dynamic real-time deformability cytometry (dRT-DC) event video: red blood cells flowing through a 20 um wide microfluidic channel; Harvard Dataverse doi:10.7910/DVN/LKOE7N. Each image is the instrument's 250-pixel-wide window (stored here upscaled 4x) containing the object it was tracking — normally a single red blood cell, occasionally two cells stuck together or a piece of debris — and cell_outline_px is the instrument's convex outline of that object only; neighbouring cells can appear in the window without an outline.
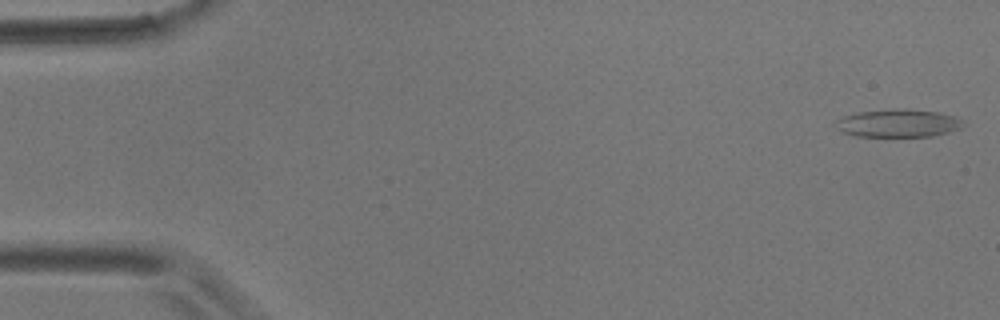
{"species": "common noctule bat (a hibernating species)", "species_latin": "Nyctalus noctula", "temperature_condition": "room temperature", "stored_images_in_passage": 10, "camera_frame_rate_fps": 3000, "um_per_image_px": 0.085, "animal": {"sex": "male", "body_mass_g": 17.9}, "frame": {"image": 1, "passage_image": 1, "time_ms": 0.0, "image_size_px": [1000, 320], "cell_outline_px": [[964, 124], [960, 128], [948, 132], [932, 136], [856, 136], [844, 132], [836, 128], [832, 124], [836, 120], [844, 116], [860, 112], [904, 108], [936, 112], [956, 116]], "centroid_in_image_um": [76.32, 10.47], "position_along_channel_um": 8.7, "area_um2": 20.52}}
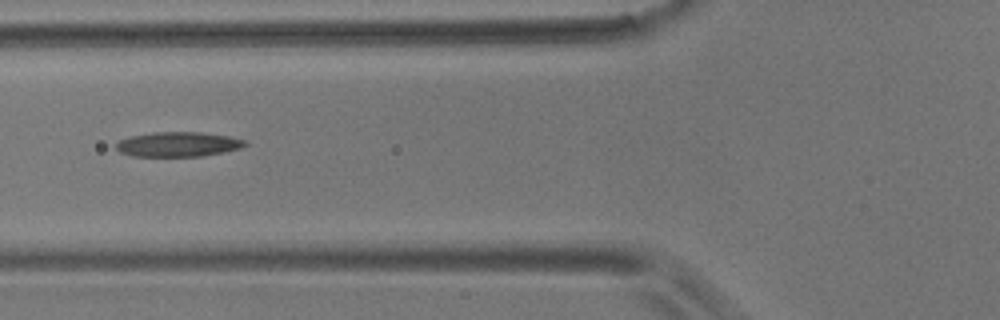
{"frame": {"image": 2, "passage_image": 6, "time_ms": 6.667, "image_size_px": [1000, 320], "cell_outline_px": [[248, 144], [240, 148], [224, 152], [200, 156], [132, 156], [120, 152], [116, 148], [116, 144], [120, 140], [132, 136], [152, 132], [200, 132], [228, 136], [244, 140]], "centroid_in_image_um": [15.13, 12.26], "position_along_channel_um": 110.7, "area_um2": 18.44}}
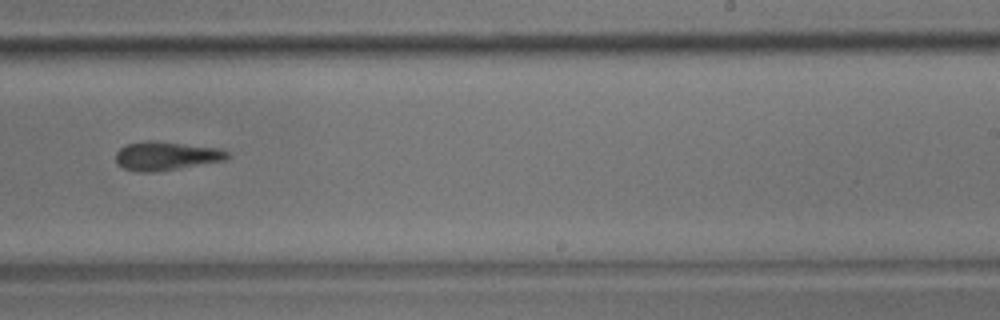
{"frame": {"image": 3, "passage_image": 10, "time_ms": 11.333, "image_size_px": [1000, 320], "cell_outline_px": [[228, 156], [224, 160], [156, 172], [140, 172], [124, 168], [116, 164], [116, 152], [124, 144], [144, 140], [152, 140], [216, 148], [228, 152]], "centroid_in_image_um": [14.02, 13.25], "position_along_channel_um": 275.0, "area_um2": 18.5}}